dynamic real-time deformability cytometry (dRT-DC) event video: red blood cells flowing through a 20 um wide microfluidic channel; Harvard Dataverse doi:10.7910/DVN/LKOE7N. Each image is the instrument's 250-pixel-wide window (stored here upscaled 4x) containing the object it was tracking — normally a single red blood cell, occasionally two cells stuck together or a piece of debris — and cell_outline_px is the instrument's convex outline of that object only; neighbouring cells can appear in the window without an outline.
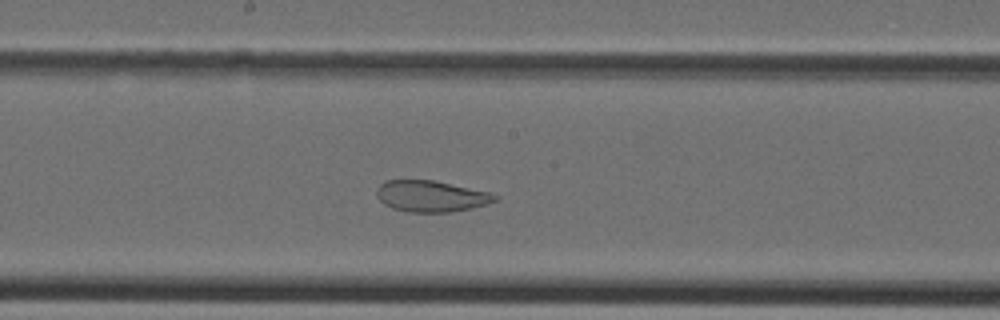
{"species": "Egyptian fruit bat (a non-hibernating species)", "species_latin": "Rousettus aegyptiacus", "temperature_condition": "cold", "stored_images_in_passage": 29, "camera_frame_rate_fps": 3000, "um_per_image_px": 0.085, "animal": {"sex": "female"}, "frame": {"image": 1, "passage_image": 10, "time_ms": 3.0, "image_size_px": [1000, 320], "cell_outline_px": [[500, 196], [496, 200], [488, 204], [472, 208], [448, 212], [408, 212], [392, 208], [384, 204], [380, 200], [376, 192], [376, 188], [384, 180], [432, 180], [492, 192]], "centroid_in_image_um": [36.66, 16.67], "position_along_channel_um": 211.5, "area_um2": 21.68}}
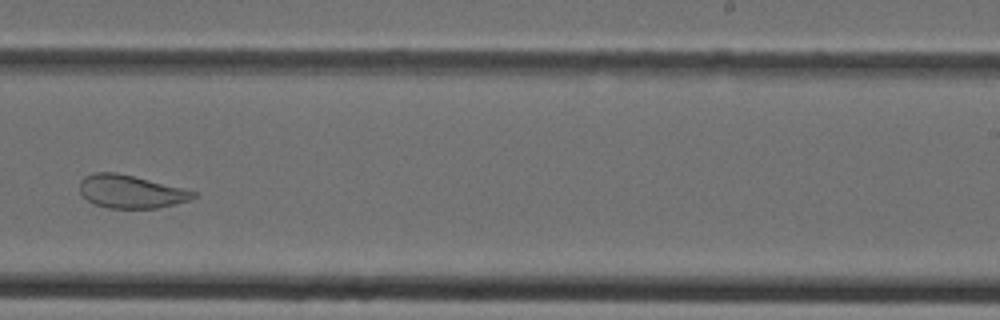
{"frame": {"image": 2, "passage_image": 14, "time_ms": 4.333, "image_size_px": [1000, 320], "cell_outline_px": [[196, 196], [188, 200], [176, 204], [156, 208], [108, 208], [96, 204], [88, 200], [80, 192], [80, 180], [84, 176], [96, 172], [116, 172], [196, 192]], "centroid_in_image_um": [11.07, 16.29], "position_along_channel_um": 277.9, "area_um2": 21.44}}
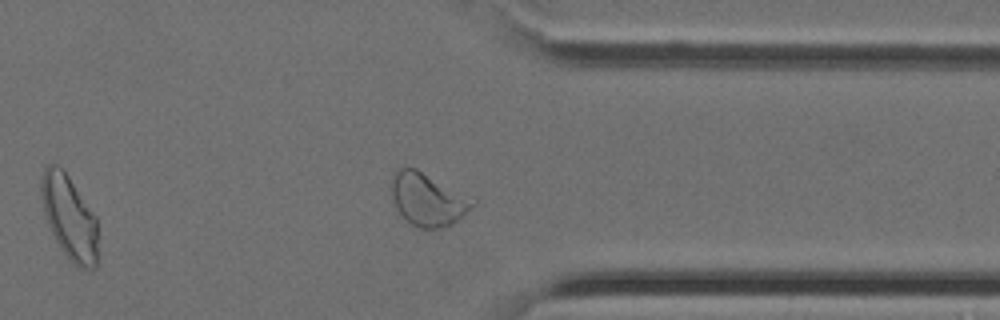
{"frame": {"image": 3, "passage_image": 20, "time_ms": 6.333, "image_size_px": [1000, 320], "cell_outline_px": [[476, 204], [452, 224], [436, 228], [420, 228], [412, 224], [396, 208], [392, 196], [392, 180], [396, 172], [400, 168], [416, 168], [476, 200]], "centroid_in_image_um": [36.37, 16.95], "position_along_channel_um": 375.0, "area_um2": 24.28}}